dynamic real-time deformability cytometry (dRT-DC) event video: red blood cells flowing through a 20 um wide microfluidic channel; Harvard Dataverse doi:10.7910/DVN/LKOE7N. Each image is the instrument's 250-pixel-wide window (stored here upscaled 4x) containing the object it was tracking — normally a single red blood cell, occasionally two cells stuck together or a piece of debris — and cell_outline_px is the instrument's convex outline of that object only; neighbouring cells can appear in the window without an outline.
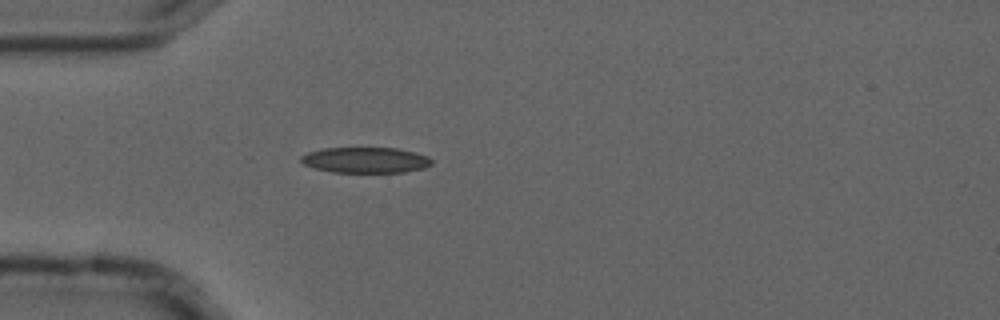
{"species": "common noctule bat (a hibernating species)", "species_latin": "Nyctalus noctula", "temperature_condition": "cold", "stored_images_in_passage": 3, "camera_frame_rate_fps": 3000, "um_per_image_px": 0.085, "animal": {"sex": "male", "forearm_length_mm": 52.5}, "frame": {"image": 1, "passage_image": 3, "time_ms": 0.667, "image_size_px": [1000, 320], "cell_outline_px": [[432, 164], [424, 168], [404, 172], [332, 172], [316, 168], [304, 164], [300, 160], [300, 156], [308, 152], [320, 148], [396, 148], [416, 152], [428, 156], [432, 160]], "centroid_in_image_um": [31.08, 13.6], "position_along_channel_um": 53.9, "area_um2": 19.59}}